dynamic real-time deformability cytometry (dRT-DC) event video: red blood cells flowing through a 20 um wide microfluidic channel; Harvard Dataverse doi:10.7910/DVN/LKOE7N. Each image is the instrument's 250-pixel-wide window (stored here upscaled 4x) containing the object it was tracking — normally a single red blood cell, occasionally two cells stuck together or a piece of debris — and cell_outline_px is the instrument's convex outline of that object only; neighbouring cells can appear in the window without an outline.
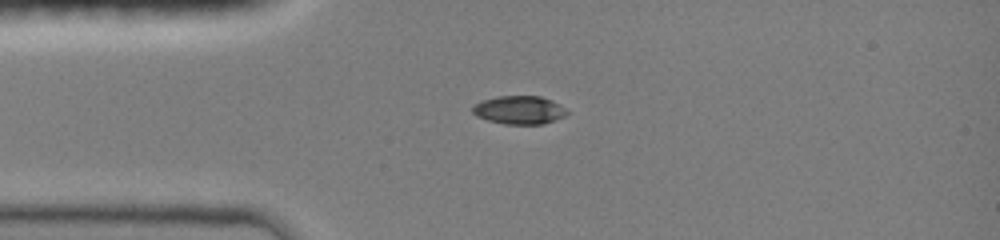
{"species": "common noctule bat (a hibernating species)", "species_latin": "Nyctalus noctula", "temperature_condition": "room temperature", "stored_images_in_passage": 37, "camera_frame_rate_fps": 3000, "um_per_image_px": 0.085, "animal": {"sex": "female", "body_mass_g": 19.0, "forearm_length_mm": 51.5}, "frame": {"image": 1, "passage_image": 1, "time_ms": 0.0, "image_size_px": [1000, 240], "cell_outline_px": [[568, 112], [564, 116], [544, 124], [504, 124], [488, 120], [476, 116], [472, 112], [472, 104], [496, 96], [540, 96], [552, 100], [564, 108]], "centroid_in_image_um": [44.1, 9.35], "position_along_channel_um": 40.9, "area_um2": 15.55}}
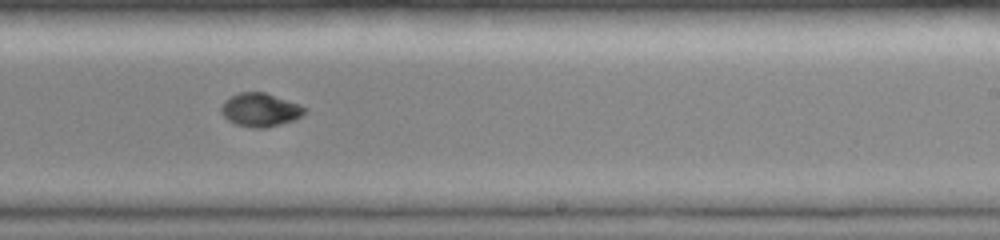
{"frame": {"image": 2, "passage_image": 19, "time_ms": 6.0, "image_size_px": [1000, 240], "cell_outline_px": [[308, 112], [296, 120], [264, 128], [252, 128], [236, 124], [228, 120], [220, 112], [220, 108], [224, 100], [240, 92], [264, 92], [300, 104], [308, 108]], "centroid_in_image_um": [22.16, 9.34], "position_along_channel_um": 266.8, "area_um2": 16.47}}
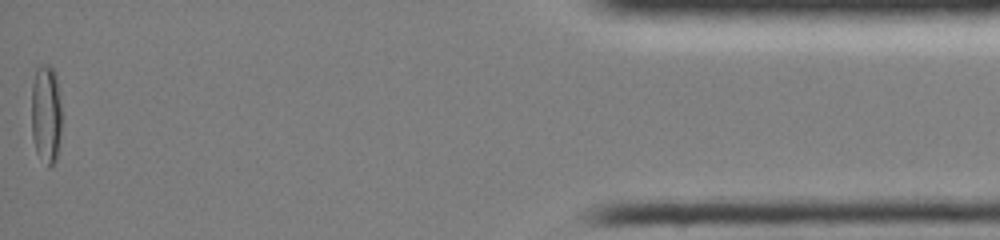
{"frame": {"image": 3, "passage_image": 37, "time_ms": 12.0, "image_size_px": [1000, 240], "cell_outline_px": [[60, 136], [56, 160], [48, 168], [36, 152], [32, 136], [32, 84], [36, 68], [40, 64], [48, 64], [52, 68], [56, 76], [60, 104]], "centroid_in_image_um": [3.9, 9.69], "position_along_channel_um": 431.3, "area_um2": 17.4}, "authors_computed_cell_mechanics": {"area_um2": 16.2418, "velocity_mm_per_s": 4.0466, "shape_relaxation_time_tau1_ms": 4.4017, "shape_relaxation_time_tau2_ms": null, "deformation_change_tau1": 0.1937, "deformation_change_tau2": null}}